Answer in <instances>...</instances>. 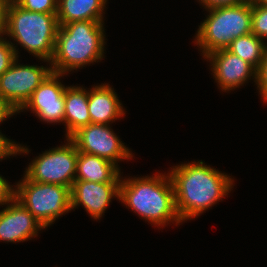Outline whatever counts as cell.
Returning <instances> with one entry per match:
<instances>
[{"instance_id": "24", "label": "cell", "mask_w": 267, "mask_h": 267, "mask_svg": "<svg viewBox=\"0 0 267 267\" xmlns=\"http://www.w3.org/2000/svg\"><path fill=\"white\" fill-rule=\"evenodd\" d=\"M0 176V204H9L15 198V188L13 189L9 183Z\"/></svg>"}, {"instance_id": "19", "label": "cell", "mask_w": 267, "mask_h": 267, "mask_svg": "<svg viewBox=\"0 0 267 267\" xmlns=\"http://www.w3.org/2000/svg\"><path fill=\"white\" fill-rule=\"evenodd\" d=\"M251 33L267 39V6L252 4Z\"/></svg>"}, {"instance_id": "23", "label": "cell", "mask_w": 267, "mask_h": 267, "mask_svg": "<svg viewBox=\"0 0 267 267\" xmlns=\"http://www.w3.org/2000/svg\"><path fill=\"white\" fill-rule=\"evenodd\" d=\"M257 88L261 97L265 102H267V47L264 52V57L261 61V65L257 70Z\"/></svg>"}, {"instance_id": "21", "label": "cell", "mask_w": 267, "mask_h": 267, "mask_svg": "<svg viewBox=\"0 0 267 267\" xmlns=\"http://www.w3.org/2000/svg\"><path fill=\"white\" fill-rule=\"evenodd\" d=\"M58 0H21L18 5L25 10L40 13H57Z\"/></svg>"}, {"instance_id": "27", "label": "cell", "mask_w": 267, "mask_h": 267, "mask_svg": "<svg viewBox=\"0 0 267 267\" xmlns=\"http://www.w3.org/2000/svg\"><path fill=\"white\" fill-rule=\"evenodd\" d=\"M5 7L6 6L0 0V37L3 35L4 31Z\"/></svg>"}, {"instance_id": "4", "label": "cell", "mask_w": 267, "mask_h": 267, "mask_svg": "<svg viewBox=\"0 0 267 267\" xmlns=\"http://www.w3.org/2000/svg\"><path fill=\"white\" fill-rule=\"evenodd\" d=\"M58 28L57 13L32 12L18 4L5 7L3 35L41 60L51 61Z\"/></svg>"}, {"instance_id": "1", "label": "cell", "mask_w": 267, "mask_h": 267, "mask_svg": "<svg viewBox=\"0 0 267 267\" xmlns=\"http://www.w3.org/2000/svg\"><path fill=\"white\" fill-rule=\"evenodd\" d=\"M169 174L176 212L181 220L197 217L232 189L230 176L198 161L174 166Z\"/></svg>"}, {"instance_id": "29", "label": "cell", "mask_w": 267, "mask_h": 267, "mask_svg": "<svg viewBox=\"0 0 267 267\" xmlns=\"http://www.w3.org/2000/svg\"><path fill=\"white\" fill-rule=\"evenodd\" d=\"M252 4L267 6V0H251Z\"/></svg>"}, {"instance_id": "16", "label": "cell", "mask_w": 267, "mask_h": 267, "mask_svg": "<svg viewBox=\"0 0 267 267\" xmlns=\"http://www.w3.org/2000/svg\"><path fill=\"white\" fill-rule=\"evenodd\" d=\"M107 0H58L59 25L74 21H102Z\"/></svg>"}, {"instance_id": "26", "label": "cell", "mask_w": 267, "mask_h": 267, "mask_svg": "<svg viewBox=\"0 0 267 267\" xmlns=\"http://www.w3.org/2000/svg\"><path fill=\"white\" fill-rule=\"evenodd\" d=\"M18 111L6 100L0 97V123Z\"/></svg>"}, {"instance_id": "10", "label": "cell", "mask_w": 267, "mask_h": 267, "mask_svg": "<svg viewBox=\"0 0 267 267\" xmlns=\"http://www.w3.org/2000/svg\"><path fill=\"white\" fill-rule=\"evenodd\" d=\"M62 74L52 72L33 92L31 98L18 111L31 109L42 121L56 123L64 121L65 89L59 78Z\"/></svg>"}, {"instance_id": "28", "label": "cell", "mask_w": 267, "mask_h": 267, "mask_svg": "<svg viewBox=\"0 0 267 267\" xmlns=\"http://www.w3.org/2000/svg\"><path fill=\"white\" fill-rule=\"evenodd\" d=\"M21 0H1L5 6L18 4Z\"/></svg>"}, {"instance_id": "25", "label": "cell", "mask_w": 267, "mask_h": 267, "mask_svg": "<svg viewBox=\"0 0 267 267\" xmlns=\"http://www.w3.org/2000/svg\"><path fill=\"white\" fill-rule=\"evenodd\" d=\"M200 3L206 8L211 9L220 6H232L243 3L247 0H199Z\"/></svg>"}, {"instance_id": "7", "label": "cell", "mask_w": 267, "mask_h": 267, "mask_svg": "<svg viewBox=\"0 0 267 267\" xmlns=\"http://www.w3.org/2000/svg\"><path fill=\"white\" fill-rule=\"evenodd\" d=\"M66 139V145L36 157L26 169L25 176L38 183L59 184L71 189L75 181L78 149L69 138Z\"/></svg>"}, {"instance_id": "3", "label": "cell", "mask_w": 267, "mask_h": 267, "mask_svg": "<svg viewBox=\"0 0 267 267\" xmlns=\"http://www.w3.org/2000/svg\"><path fill=\"white\" fill-rule=\"evenodd\" d=\"M120 200L152 224L164 226L172 221L181 223L175 208L174 189L169 174L121 180Z\"/></svg>"}, {"instance_id": "15", "label": "cell", "mask_w": 267, "mask_h": 267, "mask_svg": "<svg viewBox=\"0 0 267 267\" xmlns=\"http://www.w3.org/2000/svg\"><path fill=\"white\" fill-rule=\"evenodd\" d=\"M118 165L99 156L78 151L75 180L120 183Z\"/></svg>"}, {"instance_id": "18", "label": "cell", "mask_w": 267, "mask_h": 267, "mask_svg": "<svg viewBox=\"0 0 267 267\" xmlns=\"http://www.w3.org/2000/svg\"><path fill=\"white\" fill-rule=\"evenodd\" d=\"M266 44L262 39L250 33L234 39L227 49L258 70L264 57Z\"/></svg>"}, {"instance_id": "17", "label": "cell", "mask_w": 267, "mask_h": 267, "mask_svg": "<svg viewBox=\"0 0 267 267\" xmlns=\"http://www.w3.org/2000/svg\"><path fill=\"white\" fill-rule=\"evenodd\" d=\"M89 92L78 86H70L65 89V113L66 138H69L79 128L90 124L88 109Z\"/></svg>"}, {"instance_id": "13", "label": "cell", "mask_w": 267, "mask_h": 267, "mask_svg": "<svg viewBox=\"0 0 267 267\" xmlns=\"http://www.w3.org/2000/svg\"><path fill=\"white\" fill-rule=\"evenodd\" d=\"M41 223L17 200L0 211V241L24 242L36 237Z\"/></svg>"}, {"instance_id": "8", "label": "cell", "mask_w": 267, "mask_h": 267, "mask_svg": "<svg viewBox=\"0 0 267 267\" xmlns=\"http://www.w3.org/2000/svg\"><path fill=\"white\" fill-rule=\"evenodd\" d=\"M17 63L18 58L0 76V97L19 111L53 71L51 66L48 68Z\"/></svg>"}, {"instance_id": "6", "label": "cell", "mask_w": 267, "mask_h": 267, "mask_svg": "<svg viewBox=\"0 0 267 267\" xmlns=\"http://www.w3.org/2000/svg\"><path fill=\"white\" fill-rule=\"evenodd\" d=\"M15 186L17 199L46 228L56 218L71 211L70 188L59 184L38 183L25 175Z\"/></svg>"}, {"instance_id": "2", "label": "cell", "mask_w": 267, "mask_h": 267, "mask_svg": "<svg viewBox=\"0 0 267 267\" xmlns=\"http://www.w3.org/2000/svg\"><path fill=\"white\" fill-rule=\"evenodd\" d=\"M103 21H74L59 25L50 64L54 73L64 75L93 62L104 54Z\"/></svg>"}, {"instance_id": "9", "label": "cell", "mask_w": 267, "mask_h": 267, "mask_svg": "<svg viewBox=\"0 0 267 267\" xmlns=\"http://www.w3.org/2000/svg\"><path fill=\"white\" fill-rule=\"evenodd\" d=\"M69 139L79 152L99 156L116 165L119 160L133 157L130 149L110 129V125L90 123L79 128Z\"/></svg>"}, {"instance_id": "14", "label": "cell", "mask_w": 267, "mask_h": 267, "mask_svg": "<svg viewBox=\"0 0 267 267\" xmlns=\"http://www.w3.org/2000/svg\"><path fill=\"white\" fill-rule=\"evenodd\" d=\"M121 105L116 92L109 84L93 87L88 97L90 123L109 125L110 122L124 116Z\"/></svg>"}, {"instance_id": "11", "label": "cell", "mask_w": 267, "mask_h": 267, "mask_svg": "<svg viewBox=\"0 0 267 267\" xmlns=\"http://www.w3.org/2000/svg\"><path fill=\"white\" fill-rule=\"evenodd\" d=\"M205 58L210 60L213 76L225 92L242 86L252 75L257 81V70L228 49L214 51Z\"/></svg>"}, {"instance_id": "12", "label": "cell", "mask_w": 267, "mask_h": 267, "mask_svg": "<svg viewBox=\"0 0 267 267\" xmlns=\"http://www.w3.org/2000/svg\"><path fill=\"white\" fill-rule=\"evenodd\" d=\"M71 209L84 206L92 218L100 219L112 197H120V183L75 180L70 189Z\"/></svg>"}, {"instance_id": "20", "label": "cell", "mask_w": 267, "mask_h": 267, "mask_svg": "<svg viewBox=\"0 0 267 267\" xmlns=\"http://www.w3.org/2000/svg\"><path fill=\"white\" fill-rule=\"evenodd\" d=\"M11 41H6L0 37V76L10 68L11 64L18 57V50Z\"/></svg>"}, {"instance_id": "5", "label": "cell", "mask_w": 267, "mask_h": 267, "mask_svg": "<svg viewBox=\"0 0 267 267\" xmlns=\"http://www.w3.org/2000/svg\"><path fill=\"white\" fill-rule=\"evenodd\" d=\"M207 10L209 15L199 26L195 37V43L200 46L204 57L227 49L234 39L251 33V0Z\"/></svg>"}, {"instance_id": "22", "label": "cell", "mask_w": 267, "mask_h": 267, "mask_svg": "<svg viewBox=\"0 0 267 267\" xmlns=\"http://www.w3.org/2000/svg\"><path fill=\"white\" fill-rule=\"evenodd\" d=\"M28 153L29 150L26 147H21V145L13 143L10 139L4 137L0 132V160L12 155Z\"/></svg>"}]
</instances>
